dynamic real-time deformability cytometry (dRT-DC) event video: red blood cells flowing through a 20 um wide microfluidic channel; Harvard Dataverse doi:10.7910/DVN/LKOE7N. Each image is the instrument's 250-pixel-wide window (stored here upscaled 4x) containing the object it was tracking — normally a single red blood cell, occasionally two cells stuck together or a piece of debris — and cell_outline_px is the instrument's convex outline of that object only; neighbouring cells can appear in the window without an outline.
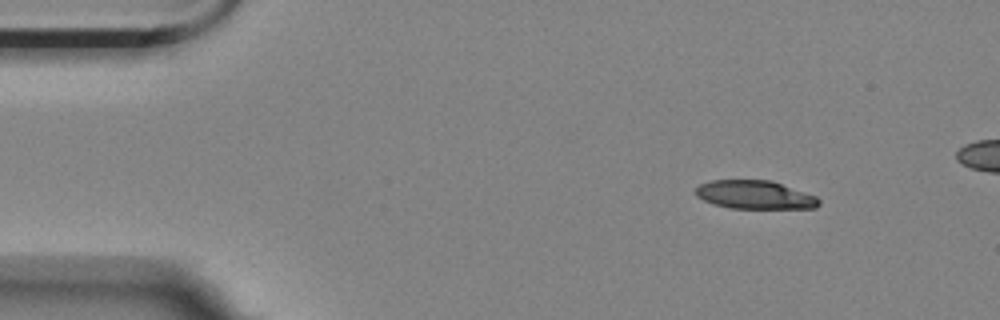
{"species": "Egyptian fruit bat (a non-hibernating species)", "species_latin": "Rousettus aegyptiacus", "temperature_condition": "room temperature", "stored_images_in_passage": 5, "camera_frame_rate_fps": 3000, "um_per_image_px": 0.085, "animal": {"sex": "female"}, "frame": {"image": 1, "passage_image": 1, "time_ms": 0.0, "image_size_px": [1000, 320], "cell_outline_px": [[820, 204], [816, 208], [732, 208], [712, 204], [696, 196], [696, 188], [700, 184], [712, 180], [772, 180], [816, 196], [820, 200]], "centroid_in_image_um": [64.17, 16.55], "position_along_channel_um": 20.8, "area_um2": 20.4}}
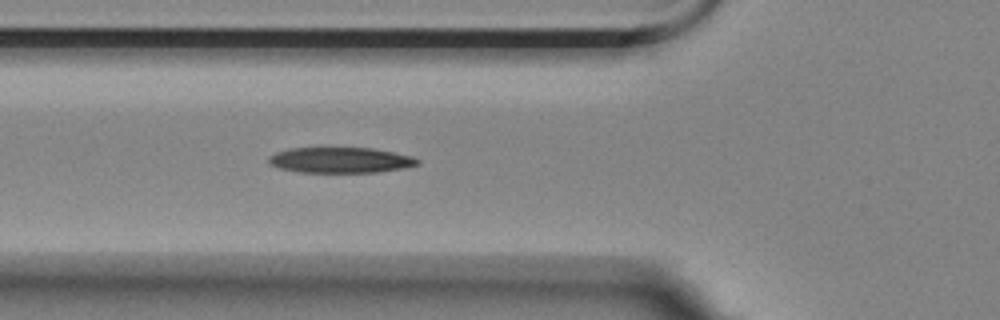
{"frame": {"image": 2, "passage_image": 5, "time_ms": 1.333, "image_size_px": [1000, 320], "cell_outline_px": [[420, 164], [400, 168], [376, 172], [300, 172], [280, 168], [272, 164], [268, 160], [268, 156], [276, 152], [288, 148], [372, 148], [412, 156], [420, 160]], "centroid_in_image_um": [28.92, 13.6], "position_along_channel_um": 96.9, "area_um2": 21.96}}